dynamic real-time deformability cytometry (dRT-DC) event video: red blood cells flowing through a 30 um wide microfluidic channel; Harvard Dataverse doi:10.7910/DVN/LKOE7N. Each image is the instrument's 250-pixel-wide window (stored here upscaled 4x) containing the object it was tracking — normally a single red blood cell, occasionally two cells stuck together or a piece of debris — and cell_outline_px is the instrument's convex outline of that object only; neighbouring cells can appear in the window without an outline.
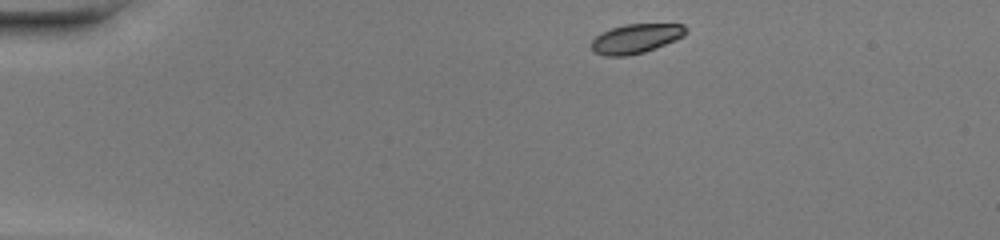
{"species": "common noctule bat (a hibernating species)", "species_latin": "Nyctalus noctula", "temperature_condition": "warm", "stored_images_in_passage": 40, "camera_frame_rate_fps": 3000, "um_per_image_px": 0.085, "animal": {"sex": "female", "body_mass_g": 20.0, "forearm_length_mm": 54.0}, "frame": {"image": 1, "passage_image": 1, "time_ms": 0.0, "image_size_px": [1000, 240], "cell_outline_px": [[688, 32], [684, 36], [676, 40], [656, 48], [644, 52], [628, 56], [604, 56], [592, 52], [588, 44], [600, 32], [624, 24], [684, 24], [688, 28]], "centroid_in_image_um": [54.02, 3.29], "position_along_channel_um": 31.0, "area_um2": 16.59}}
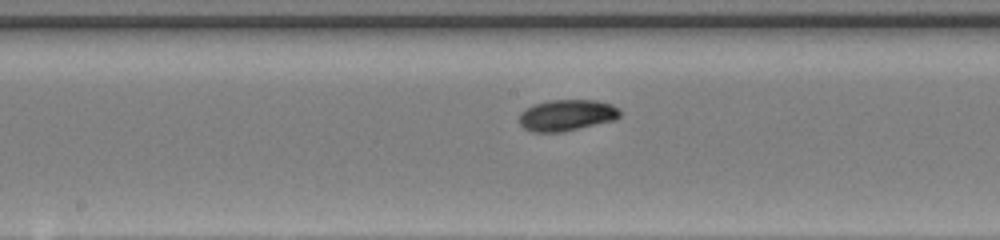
{"frame": {"image": 2, "passage_image": 18, "time_ms": 5.667, "image_size_px": [1000, 240], "cell_outline_px": [[620, 116], [616, 120], [564, 132], [532, 132], [524, 128], [520, 124], [520, 112], [524, 108], [548, 100], [596, 100], [612, 104], [620, 108]], "centroid_in_image_um": [48.2, 9.79], "position_along_channel_um": 200.0, "area_um2": 18.61}}
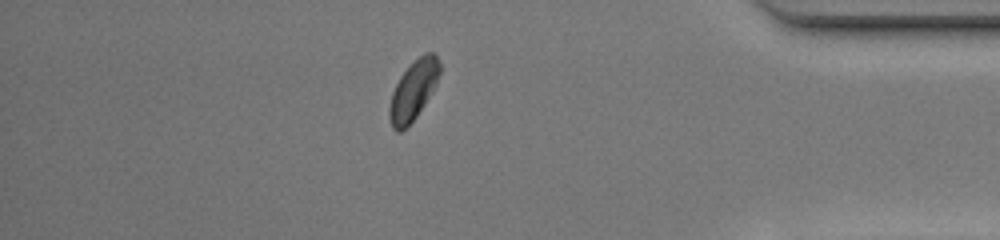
{"frame": {"image": 3, "passage_image": 34, "time_ms": 11.0, "image_size_px": [1000, 240], "cell_outline_px": [[440, 72], [436, 84], [432, 92], [416, 116], [400, 132], [396, 132], [392, 128], [388, 116], [388, 108], [392, 92], [400, 76], [424, 52], [436, 52], [440, 64]], "centroid_in_image_um": [35.13, 7.67], "position_along_channel_um": 400.1, "area_um2": 17.22}, "authors_computed_cell_mechanics": {"area_um2": 17.7157, "velocity_mm_per_s": 4.3069, "shape_relaxation_time_tau1_ms": 3.3213, "shape_relaxation_time_tau2_ms": null, "deformation_change_tau1": 0.1207, "deformation_change_tau2": null}}